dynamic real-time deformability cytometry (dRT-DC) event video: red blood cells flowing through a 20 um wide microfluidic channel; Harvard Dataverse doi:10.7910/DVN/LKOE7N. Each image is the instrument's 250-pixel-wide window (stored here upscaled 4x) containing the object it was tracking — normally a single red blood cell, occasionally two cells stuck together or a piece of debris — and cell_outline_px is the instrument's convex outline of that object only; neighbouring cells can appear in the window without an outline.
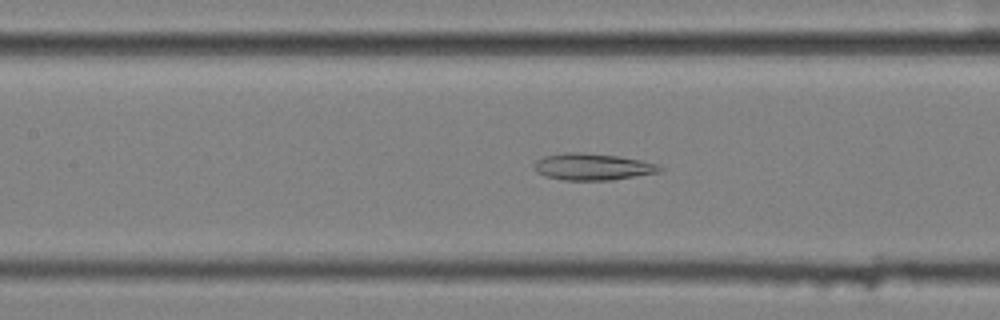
{"species": "common noctule bat (a hibernating species)", "species_latin": "Nyctalus noctula", "temperature_condition": "cold", "stored_images_in_passage": 40, "camera_frame_rate_fps": 3000, "um_per_image_px": 0.085, "animal": {"sex": "female", "body_mass_g": 25.1}, "frame": {"image": 1, "passage_image": 9, "time_ms": 2.667, "image_size_px": [1000, 320], "cell_outline_px": [[664, 168], [660, 172], [612, 180], [564, 180], [544, 176], [536, 172], [532, 168], [532, 164], [536, 160], [544, 156], [564, 152], [580, 152], [620, 156], [640, 160], [656, 164]], "centroid_in_image_um": [50.31, 14.17], "position_along_channel_um": 157.1, "area_um2": 19.77}}
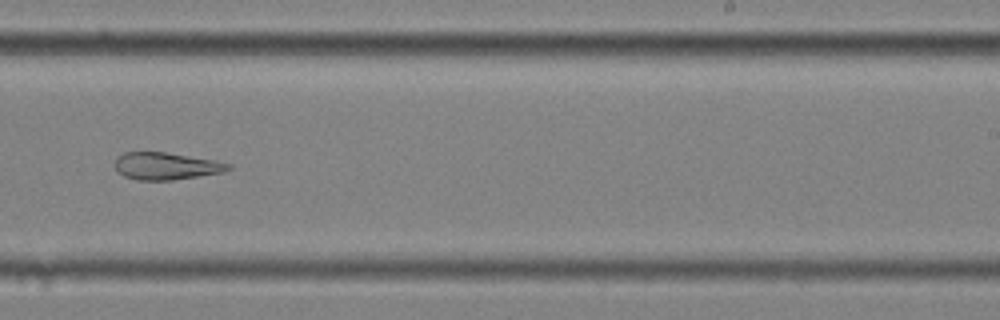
{"frame": {"image": 2, "passage_image": 19, "time_ms": 6.0, "image_size_px": [1000, 320], "cell_outline_px": [[232, 168], [224, 172], [200, 176], [172, 180], [136, 180], [124, 176], [116, 172], [112, 164], [116, 156], [124, 152], [164, 152], [216, 160], [232, 164]], "centroid_in_image_um": [14.07, 14.11], "position_along_channel_um": 274.9, "area_um2": 18.38}}
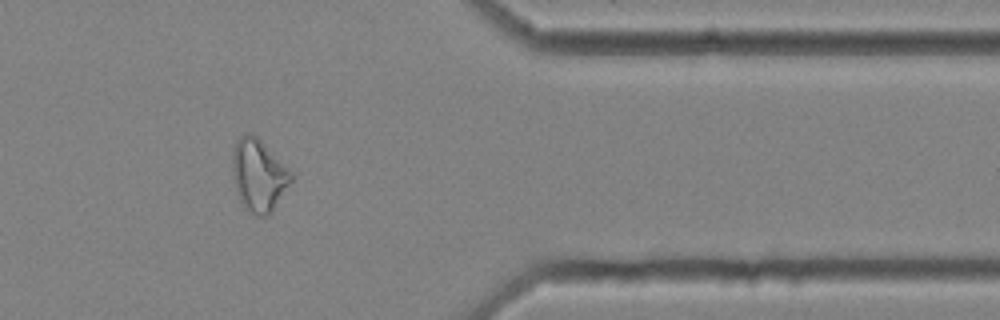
{"frame": {"image": 3, "passage_image": 30, "time_ms": 9.667, "image_size_px": [1000, 320], "cell_outline_px": [[292, 180], [268, 216], [260, 216], [244, 208], [240, 200], [236, 188], [232, 168], [232, 152], [236, 140], [240, 136], [248, 132], [252, 132], [292, 172]], "centroid_in_image_um": [21.96, 14.87], "position_along_channel_um": 389.4, "area_um2": 24.28}, "authors_computed_cell_mechanics": {"area_um2": 20.6057, "velocity_mm_per_s": 3.5447, "shape_relaxation_time_tau1_ms": null, "shape_relaxation_time_tau2_ms": 4.7308, "deformation_change_tau1": null, "deformation_change_tau2": 0.1435}}